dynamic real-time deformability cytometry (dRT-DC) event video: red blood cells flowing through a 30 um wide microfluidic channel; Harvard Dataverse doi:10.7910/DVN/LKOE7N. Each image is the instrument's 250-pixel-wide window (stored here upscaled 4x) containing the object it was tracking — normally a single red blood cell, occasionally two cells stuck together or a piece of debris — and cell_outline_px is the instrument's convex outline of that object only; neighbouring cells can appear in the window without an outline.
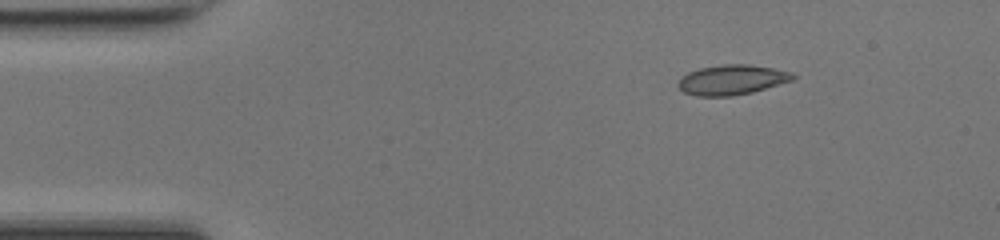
{"species": "common noctule bat (a hibernating species)", "species_latin": "Nyctalus noctula", "temperature_condition": "room temperature", "stored_images_in_passage": 42, "camera_frame_rate_fps": 3000, "um_per_image_px": 0.085, "animal": {"sex": "female", "body_mass_g": 17.0, "forearm_length_mm": 48.0}, "frame": {"image": 1, "passage_image": 1, "time_ms": 0.0, "image_size_px": [1000, 240], "cell_outline_px": [[796, 76], [792, 80], [752, 92], [732, 96], [696, 96], [684, 92], [676, 84], [688, 72], [700, 68], [724, 64], [748, 64], [772, 68], [792, 72]], "centroid_in_image_um": [62.2, 6.78], "position_along_channel_um": 22.8, "area_um2": 19.83}}
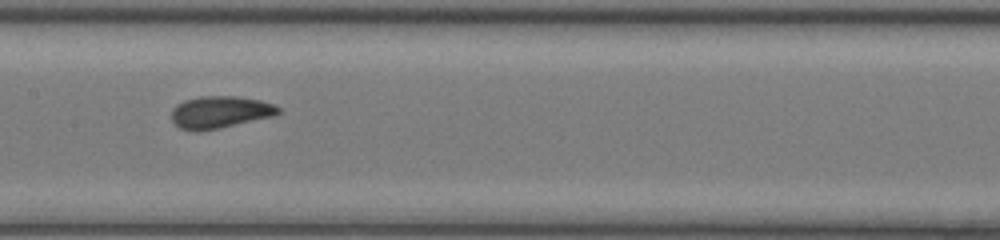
{"frame": {"image": 2, "passage_image": 18, "time_ms": 5.667, "image_size_px": [1000, 240], "cell_outline_px": [[280, 112], [272, 116], [220, 128], [200, 132], [196, 132], [180, 128], [172, 120], [172, 108], [176, 104], [184, 100], [200, 96], [236, 96], [260, 100], [272, 104], [280, 108]], "centroid_in_image_um": [18.66, 9.53], "position_along_channel_um": 188.7, "area_um2": 20.0}}
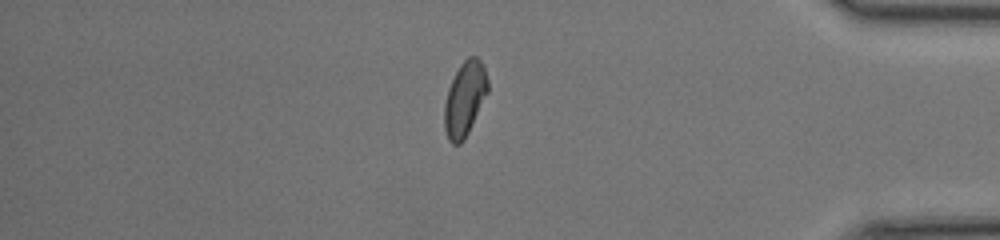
{"frame": {"image": 3, "passage_image": 35, "time_ms": 11.333, "image_size_px": [1000, 240], "cell_outline_px": [[488, 92], [464, 140], [460, 144], [452, 144], [448, 140], [444, 128], [444, 104], [448, 88], [460, 64], [468, 56], [476, 56], [480, 60], [484, 68], [488, 80]], "centroid_in_image_um": [39.49, 8.4], "position_along_channel_um": 395.7, "area_um2": 18.79}, "authors_computed_cell_mechanics": {"area_um2": 19.1318, "velocity_mm_per_s": 4.2795, "shape_relaxation_time_tau1_ms": 5.4285, "shape_relaxation_time_tau2_ms": 0.8961, "deformation_change_tau1": 0.1537, "deformation_change_tau2": 0.0477}}